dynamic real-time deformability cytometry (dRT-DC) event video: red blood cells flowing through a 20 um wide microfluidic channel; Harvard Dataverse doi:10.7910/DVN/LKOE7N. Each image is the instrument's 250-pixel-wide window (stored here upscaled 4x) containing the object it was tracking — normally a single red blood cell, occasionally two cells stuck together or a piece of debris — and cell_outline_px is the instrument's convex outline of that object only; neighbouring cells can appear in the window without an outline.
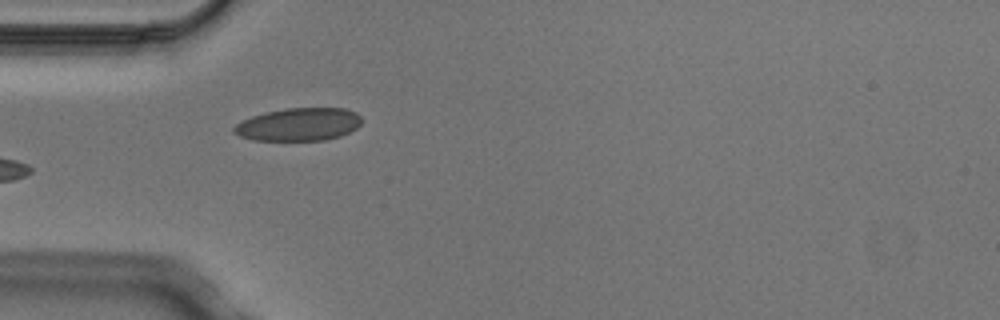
{"species": "Egyptian fruit bat (a non-hibernating species)", "species_latin": "Rousettus aegyptiacus", "temperature_condition": "cold", "stored_images_in_passage": 6, "camera_frame_rate_fps": 3000, "um_per_image_px": 0.085, "animal": {"sex": "male"}, "frame": {"image": 1, "passage_image": 5, "time_ms": 1.333, "image_size_px": [1000, 320], "cell_outline_px": [[360, 124], [356, 128], [340, 136], [324, 140], [252, 140], [240, 136], [232, 132], [232, 128], [236, 124], [252, 116], [264, 112], [284, 108], [344, 108], [356, 112], [360, 116]], "centroid_in_image_um": [25.37, 10.57], "position_along_channel_um": 59.6, "area_um2": 24.45}}
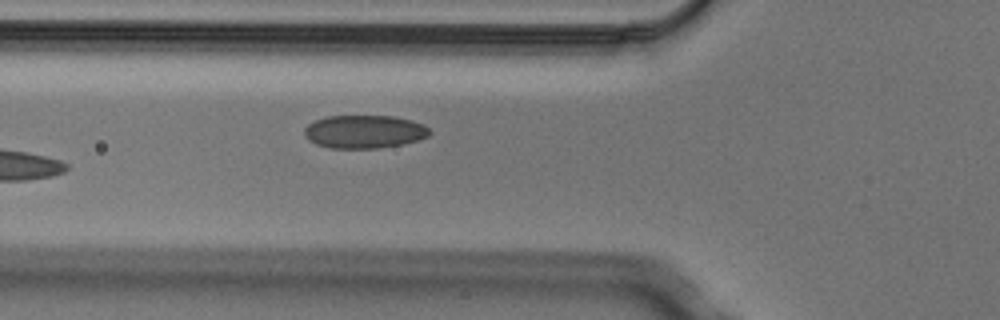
{"frame": {"image": 2, "passage_image": 6, "time_ms": 1.667, "image_size_px": [1000, 320], "cell_outline_px": [[432, 132], [428, 136], [404, 144], [376, 148], [328, 148], [316, 144], [308, 140], [304, 136], [304, 128], [308, 124], [324, 116], [392, 116], [412, 120], [424, 124]], "centroid_in_image_um": [30.95, 11.19], "position_along_channel_um": 94.9, "area_um2": 24.33}}